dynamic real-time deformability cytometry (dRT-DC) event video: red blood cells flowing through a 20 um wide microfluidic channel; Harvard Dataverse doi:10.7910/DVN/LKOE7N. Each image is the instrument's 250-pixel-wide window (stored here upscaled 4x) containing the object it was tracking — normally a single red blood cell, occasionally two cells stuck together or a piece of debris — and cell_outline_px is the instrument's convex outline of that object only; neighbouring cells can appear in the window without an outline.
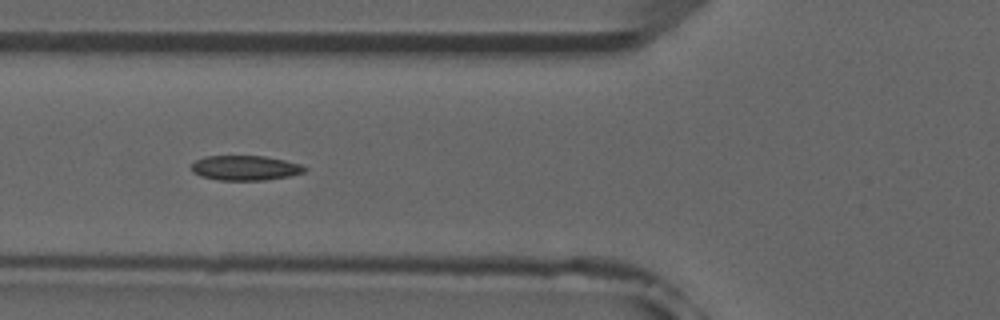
{"species": "common noctule bat (a hibernating species)", "species_latin": "Nyctalus noctula", "temperature_condition": "room temperature", "stored_images_in_passage": 8, "camera_frame_rate_fps": 3000, "um_per_image_px": 0.085, "animal": {"sex": "male", "forearm_length_mm": 52.5}, "frame": {"image": 1, "passage_image": 6, "time_ms": 5.667, "image_size_px": [1000, 320], "cell_outline_px": [[308, 168], [304, 172], [288, 176], [264, 180], [220, 180], [200, 176], [192, 172], [192, 164], [196, 160], [204, 156], [264, 156], [284, 160], [300, 164]], "centroid_in_image_um": [20.83, 14.27], "position_along_channel_um": 105.0, "area_um2": 16.3}}
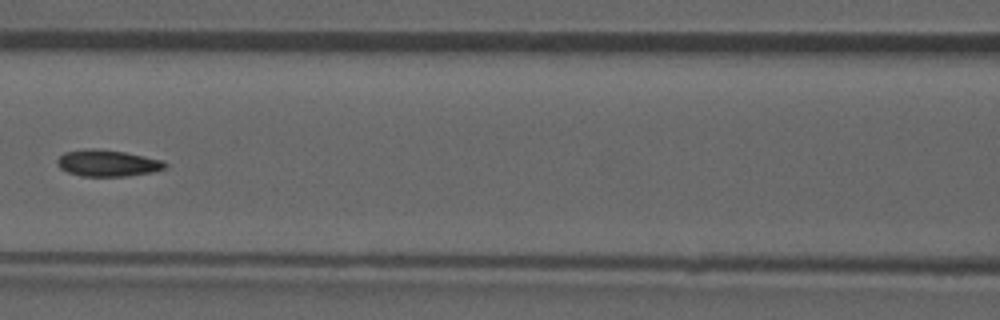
{"frame": {"image": 2, "passage_image": 7, "time_ms": 7.0, "image_size_px": [1000, 320], "cell_outline_px": [[168, 168], [152, 172], [128, 176], [80, 176], [68, 172], [60, 168], [56, 164], [56, 160], [64, 152], [84, 148], [92, 148], [124, 152], [164, 160], [168, 164]], "centroid_in_image_um": [9.15, 13.86], "position_along_channel_um": 157.5, "area_um2": 16.88}}